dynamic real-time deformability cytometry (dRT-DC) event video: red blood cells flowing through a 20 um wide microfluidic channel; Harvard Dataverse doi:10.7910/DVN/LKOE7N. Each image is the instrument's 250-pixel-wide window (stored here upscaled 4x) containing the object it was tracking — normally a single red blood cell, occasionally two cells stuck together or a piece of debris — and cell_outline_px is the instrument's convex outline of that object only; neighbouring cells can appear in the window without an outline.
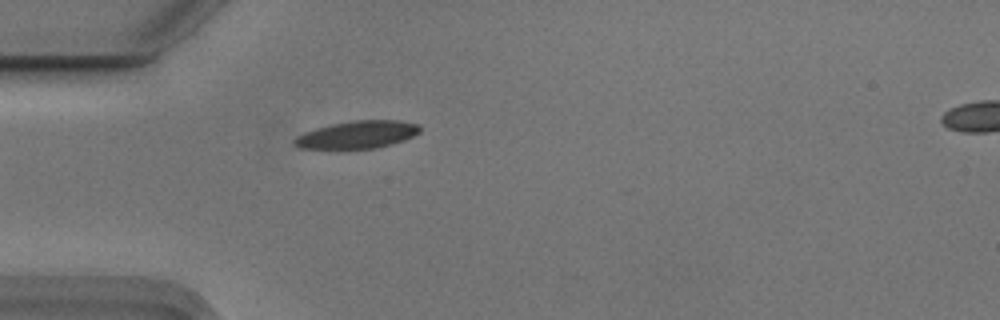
{"species": "Egyptian fruit bat (a non-hibernating species)", "species_latin": "Rousettus aegyptiacus", "temperature_condition": "cold", "stored_images_in_passage": 40, "camera_frame_rate_fps": 3000, "um_per_image_px": 0.085, "animal": {"sex": "male"}, "frame": {"image": 1, "passage_image": 1, "time_ms": 0.0, "image_size_px": [1000, 320], "cell_outline_px": [[420, 132], [404, 140], [376, 148], [300, 148], [292, 144], [292, 140], [296, 136], [304, 132], [316, 128], [332, 124], [352, 120], [396, 120], [420, 124]], "centroid_in_image_um": [30.36, 11.43], "position_along_channel_um": 54.6, "area_um2": 20.06}}
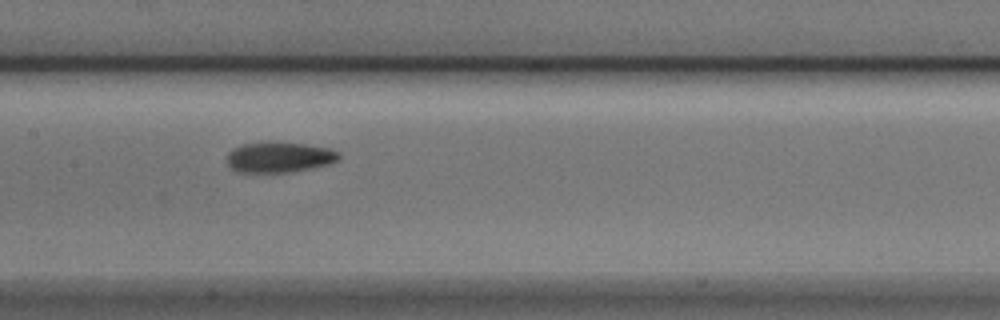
{"frame": {"image": 2, "passage_image": 12, "time_ms": 3.667, "image_size_px": [1000, 320], "cell_outline_px": [[340, 160], [328, 164], [312, 168], [292, 172], [236, 172], [228, 164], [228, 152], [232, 148], [244, 144], [304, 144], [328, 148], [340, 152]], "centroid_in_image_um": [23.77, 13.4], "position_along_channel_um": 183.6, "area_um2": 19.36}}
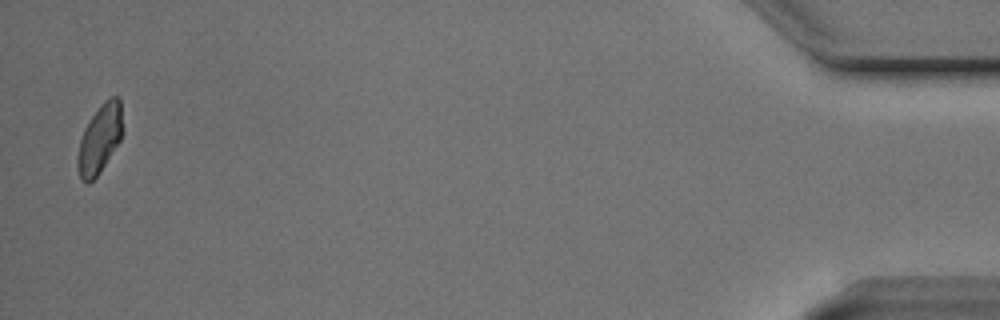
{"frame": {"image": 3, "passage_image": 39, "time_ms": 12.667, "image_size_px": [1000, 320], "cell_outline_px": [[120, 140], [100, 172], [88, 184], [84, 184], [80, 180], [76, 164], [76, 160], [80, 140], [84, 128], [100, 104], [104, 100], [112, 96], [120, 96]], "centroid_in_image_um": [8.42, 11.85], "position_along_channel_um": 426.8, "area_um2": 17.74}, "authors_computed_cell_mechanics": {"area_um2": 19.4786, "velocity_mm_per_s": 3.7193, "shape_relaxation_time_tau1_ms": 4.2428, "shape_relaxation_time_tau2_ms": 2.2285, "deformation_change_tau1": 0.1289, "deformation_change_tau2": 0.0703}}